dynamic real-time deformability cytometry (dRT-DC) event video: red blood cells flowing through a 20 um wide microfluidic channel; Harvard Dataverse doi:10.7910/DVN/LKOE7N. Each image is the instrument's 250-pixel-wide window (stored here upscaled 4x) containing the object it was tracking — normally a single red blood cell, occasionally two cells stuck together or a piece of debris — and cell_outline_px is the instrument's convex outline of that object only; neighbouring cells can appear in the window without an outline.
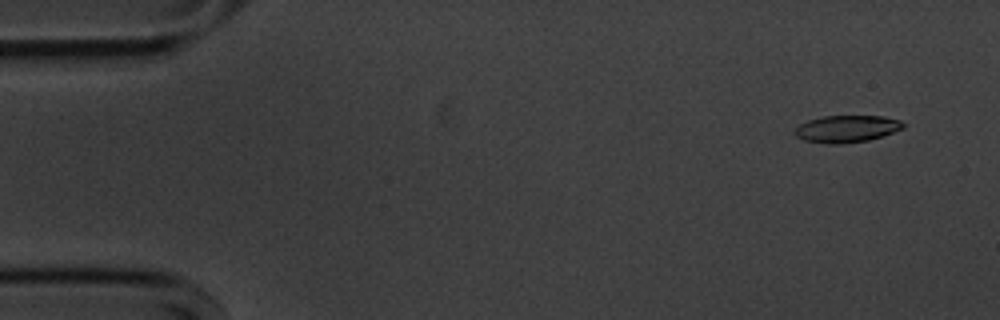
{"species": "common noctule bat (a hibernating species)", "species_latin": "Nyctalus noctula", "temperature_condition": "cold", "stored_images_in_passage": 53, "camera_frame_rate_fps": 3000, "um_per_image_px": 0.085, "animal": {"sex": "male", "body_mass_g": 20.1, "forearm_length_mm": 53.5}, "frame": {"image": 1, "passage_image": 1, "time_ms": 0.0, "image_size_px": [1000, 320], "cell_outline_px": [[904, 128], [868, 140], [836, 144], [828, 144], [804, 140], [796, 136], [792, 132], [800, 124], [808, 120], [824, 116], [884, 116], [900, 120], [904, 124]], "centroid_in_image_um": [71.94, 10.94], "position_along_channel_um": 13.1, "area_um2": 16.94}}
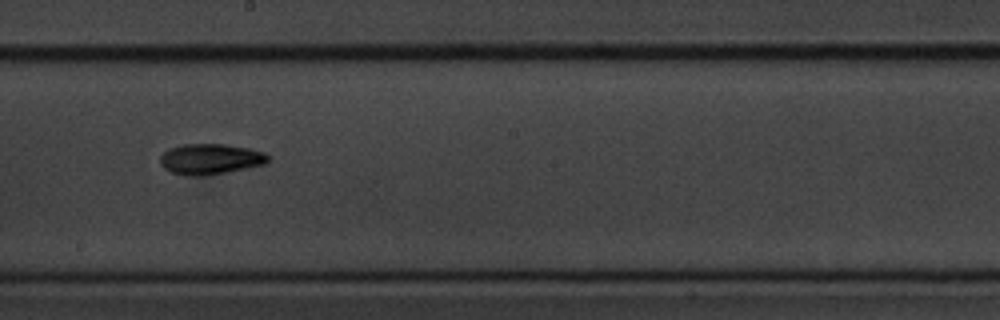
{"frame": {"image": 2, "passage_image": 28, "time_ms": 9.0, "image_size_px": [1000, 320], "cell_outline_px": [[268, 160], [264, 164], [228, 172], [196, 176], [172, 172], [164, 168], [160, 164], [160, 156], [168, 148], [180, 144], [224, 144], [252, 148], [264, 152], [268, 156]], "centroid_in_image_um": [17.87, 13.5], "position_along_channel_um": 230.3, "area_um2": 19.19}}
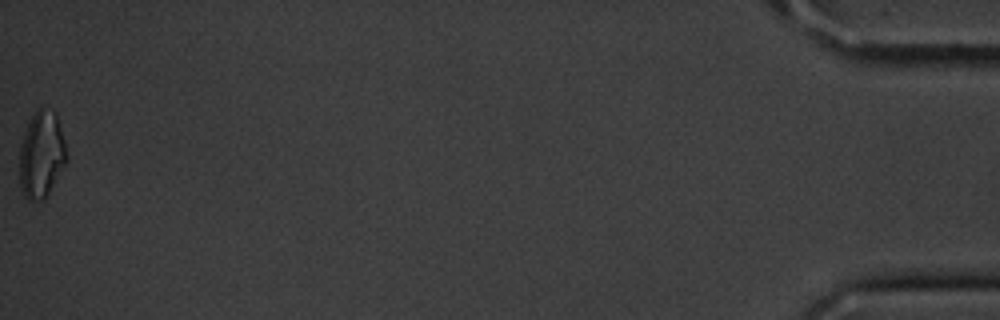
{"frame": {"image": 3, "passage_image": 53, "time_ms": 17.333, "image_size_px": [1000, 320], "cell_outline_px": [[68, 160], [44, 200], [28, 200], [24, 196], [20, 184], [20, 144], [24, 132], [36, 108], [40, 104], [56, 112], [64, 140], [68, 156]], "centroid_in_image_um": [3.54, 13.1], "position_along_channel_um": 431.7, "area_um2": 24.04}, "authors_computed_cell_mechanics": {"area_um2": 18.207, "velocity_mm_per_s": 3.5954, "shape_relaxation_time_tau1_ms": 3.1844, "shape_relaxation_time_tau2_ms": 7.6988, "deformation_change_tau1": 0.1238, "deformation_change_tau2": 0.1431}}